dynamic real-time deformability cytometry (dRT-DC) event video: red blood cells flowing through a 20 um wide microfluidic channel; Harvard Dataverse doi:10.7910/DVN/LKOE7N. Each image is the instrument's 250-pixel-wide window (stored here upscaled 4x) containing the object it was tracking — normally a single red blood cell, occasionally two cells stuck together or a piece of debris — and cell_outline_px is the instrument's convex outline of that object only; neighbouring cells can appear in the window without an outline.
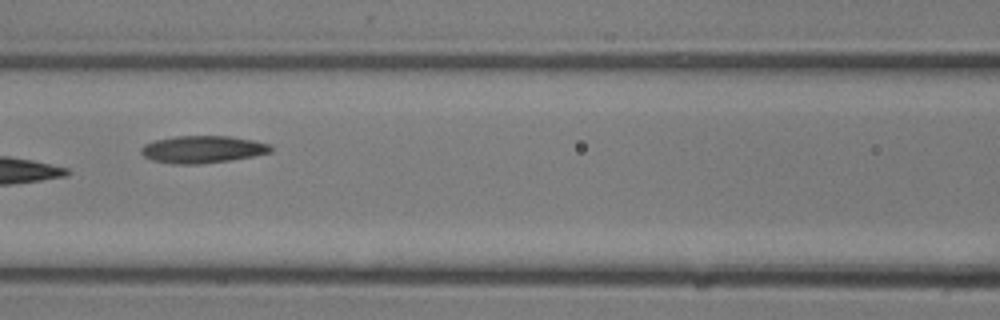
{"species": "common noctule bat (a hibernating species)", "species_latin": "Nyctalus noctula", "temperature_condition": "room temperature", "stored_images_in_passage": 27, "camera_frame_rate_fps": 3000, "um_per_image_px": 0.085, "animal": {"sex": "male", "body_mass_g": 13.3}, "frame": {"image": 1, "passage_image": 12, "time_ms": 3.667, "image_size_px": [1000, 320], "cell_outline_px": [[272, 152], [252, 156], [228, 160], [200, 164], [172, 164], [152, 160], [144, 156], [140, 152], [140, 148], [144, 144], [156, 140], [176, 136], [228, 136], [252, 140], [272, 144]], "centroid_in_image_um": [17.21, 12.69], "position_along_channel_um": 149.4, "area_um2": 20.58}}
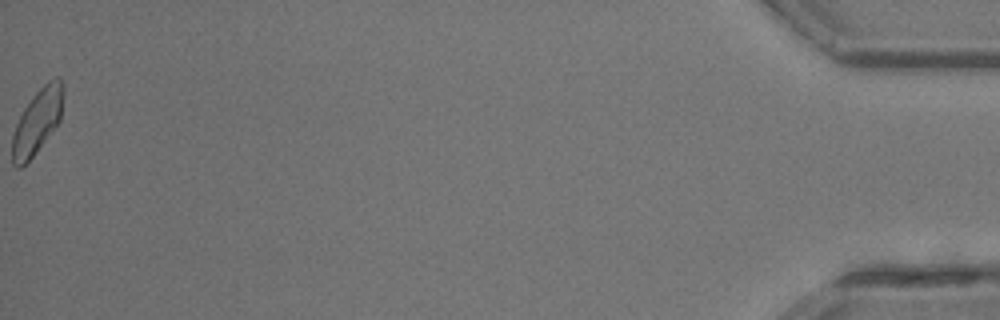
{"frame": {"image": 2, "passage_image": 27, "time_ms": 8.667, "image_size_px": [1000, 320], "cell_outline_px": [[64, 92], [60, 120], [32, 156], [20, 168], [16, 168], [12, 164], [12, 136], [16, 124], [24, 108], [32, 96], [48, 80], [56, 76], [60, 76], [64, 84]], "centroid_in_image_um": [3.18, 10.26], "position_along_channel_um": 432.0, "area_um2": 19.13}}